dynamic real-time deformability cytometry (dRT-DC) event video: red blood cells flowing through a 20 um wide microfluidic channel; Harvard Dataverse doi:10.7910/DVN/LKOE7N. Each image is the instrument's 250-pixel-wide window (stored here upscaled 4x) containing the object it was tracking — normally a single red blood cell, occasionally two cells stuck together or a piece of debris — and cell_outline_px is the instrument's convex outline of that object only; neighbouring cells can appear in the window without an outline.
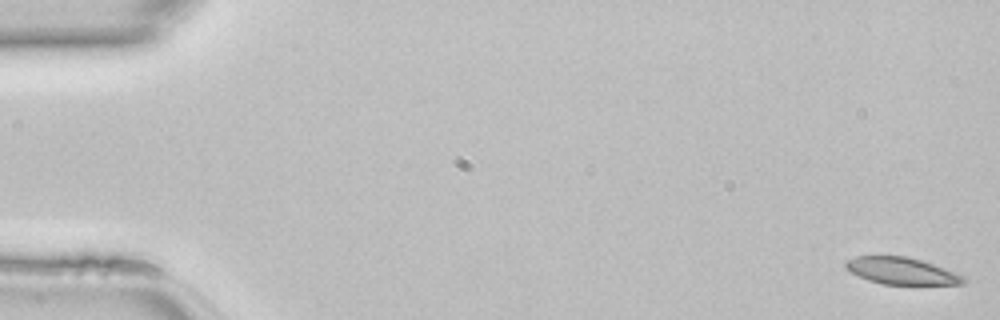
{"species": "common noctule bat (a hibernating species)", "species_latin": "Nyctalus noctula", "temperature_condition": "room temperature", "stored_images_in_passage": 47, "camera_frame_rate_fps": 3000, "um_per_image_px": 0.085, "animal": {"sex": "female", "body_mass_g": 22.7, "forearm_length_mm": 54.2}, "frame": {"image": 1, "passage_image": 1, "time_ms": 0.0, "image_size_px": [1000, 320], "cell_outline_px": [[968, 280], [964, 284], [884, 284], [868, 280], [844, 268], [844, 264], [848, 260], [856, 256], [908, 256], [932, 264], [964, 276]], "centroid_in_image_um": [76.63, 23.03], "position_along_channel_um": 8.4, "area_um2": 18.21}}
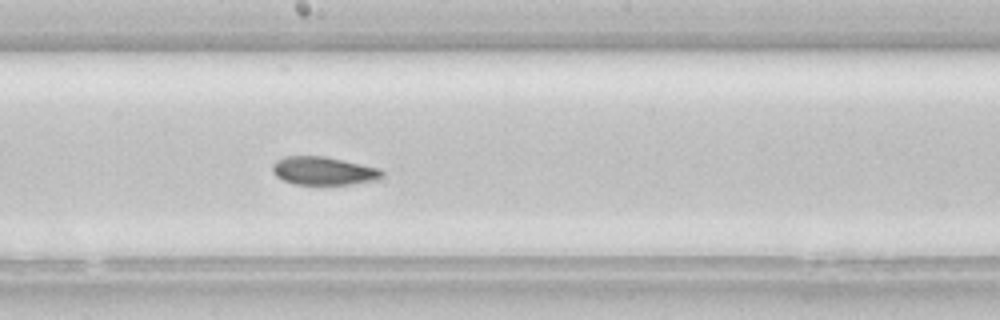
{"frame": {"image": 2, "passage_image": 26, "time_ms": 8.333, "image_size_px": [1000, 320], "cell_outline_px": [[384, 176], [376, 180], [348, 184], [292, 184], [276, 176], [272, 172], [272, 164], [276, 160], [284, 156], [324, 156], [380, 168], [384, 172]], "centroid_in_image_um": [27.48, 14.51], "position_along_channel_um": 220.7, "area_um2": 18.03}}
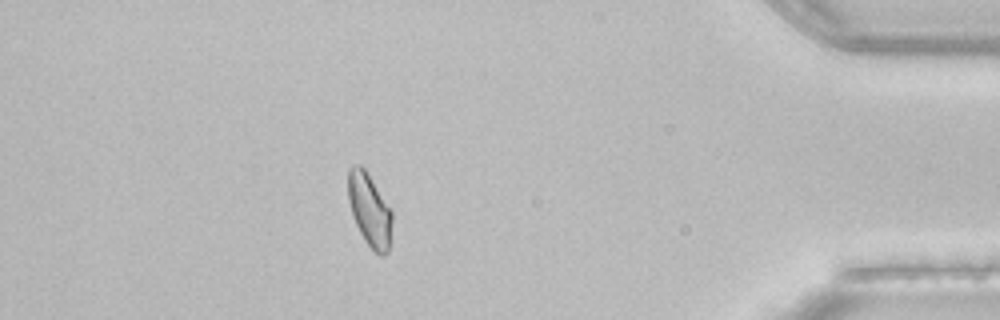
{"frame": {"image": 3, "passage_image": 42, "time_ms": 13.667, "image_size_px": [1000, 320], "cell_outline_px": [[392, 220], [388, 252], [384, 256], [380, 256], [364, 240], [352, 216], [348, 200], [348, 168], [352, 164], [360, 164], [368, 172], [392, 212]], "centroid_in_image_um": [31.39, 17.81], "position_along_channel_um": 403.8, "area_um2": 18.73}}